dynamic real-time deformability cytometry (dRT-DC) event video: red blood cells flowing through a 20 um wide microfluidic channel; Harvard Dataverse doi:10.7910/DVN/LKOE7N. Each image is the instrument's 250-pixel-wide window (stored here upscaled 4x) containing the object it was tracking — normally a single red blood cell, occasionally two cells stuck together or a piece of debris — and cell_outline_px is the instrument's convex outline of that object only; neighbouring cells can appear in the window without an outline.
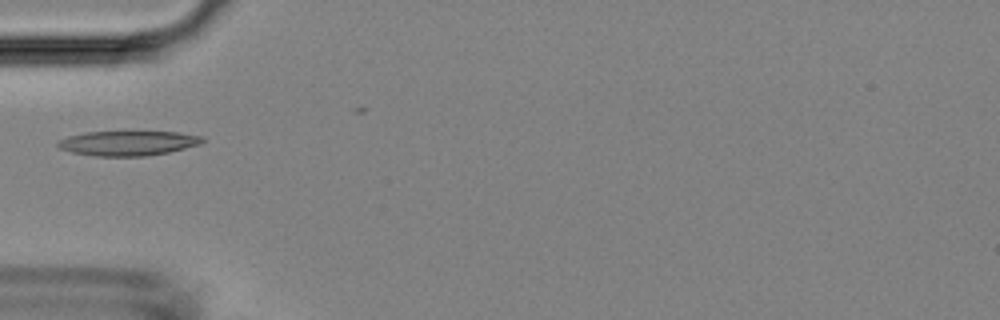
{"species": "Egyptian fruit bat (a non-hibernating species)", "species_latin": "Rousettus aegyptiacus", "temperature_condition": "room temperature", "stored_images_in_passage": 7, "camera_frame_rate_fps": 3000, "um_per_image_px": 0.085, "animal": {"sex": "female"}, "frame": {"image": 1, "passage_image": 5, "time_ms": 4.667, "image_size_px": [1000, 320], "cell_outline_px": [[204, 140], [200, 144], [168, 152], [148, 156], [92, 156], [72, 152], [60, 148], [56, 144], [60, 140], [68, 136], [84, 132], [176, 132], [204, 136]], "centroid_in_image_um": [10.87, 12.17], "position_along_channel_um": 74.1, "area_um2": 20.75}}